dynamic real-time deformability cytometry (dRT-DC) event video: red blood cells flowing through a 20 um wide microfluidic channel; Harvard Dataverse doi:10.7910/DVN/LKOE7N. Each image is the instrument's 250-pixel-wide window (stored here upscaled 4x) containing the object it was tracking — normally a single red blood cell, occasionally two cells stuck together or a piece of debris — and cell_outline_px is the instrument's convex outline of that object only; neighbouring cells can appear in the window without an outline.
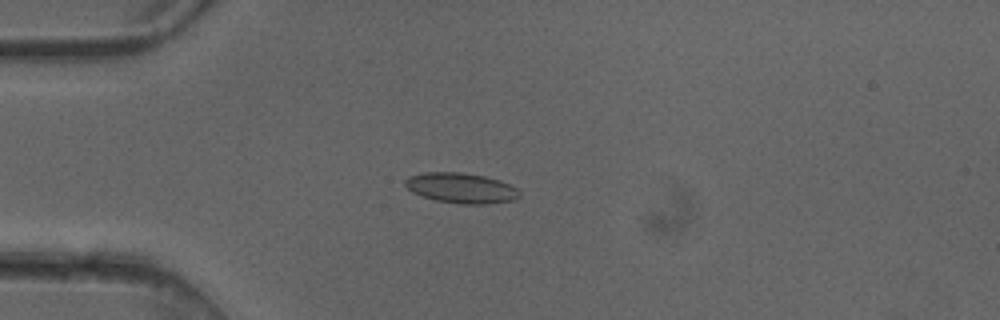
{"species": "common noctule bat (a hibernating species)", "species_latin": "Nyctalus noctula", "temperature_condition": "cold", "stored_images_in_passage": 5, "camera_frame_rate_fps": 3000, "um_per_image_px": 0.085, "animal": {"sex": "female"}, "frame": {"image": 1, "passage_image": 4, "time_ms": 1.0, "image_size_px": [1000, 320], "cell_outline_px": [[520, 196], [516, 200], [488, 204], [460, 204], [436, 200], [412, 192], [404, 184], [404, 180], [408, 176], [424, 172], [460, 172], [484, 176], [500, 180], [520, 188]], "centroid_in_image_um": [39.24, 15.98], "position_along_channel_um": 45.8, "area_um2": 20.4}}